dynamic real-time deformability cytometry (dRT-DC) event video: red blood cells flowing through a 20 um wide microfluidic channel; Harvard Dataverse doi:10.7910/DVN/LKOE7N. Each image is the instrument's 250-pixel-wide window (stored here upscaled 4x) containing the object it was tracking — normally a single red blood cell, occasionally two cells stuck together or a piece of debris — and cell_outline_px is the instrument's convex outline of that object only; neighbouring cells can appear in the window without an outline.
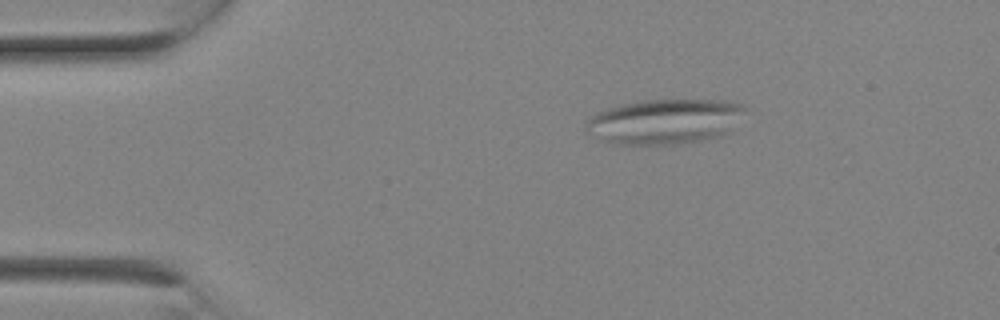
{"species": "Egyptian fruit bat (a non-hibernating species)", "species_latin": "Rousettus aegyptiacus", "temperature_condition": "room temperature", "stored_images_in_passage": 1, "camera_frame_rate_fps": 3000, "um_per_image_px": 0.085, "animal": {"sex": "female"}, "frame": {"image": 1, "passage_image": 1, "time_ms": 0.0, "image_size_px": [1000, 320], "cell_outline_px": [[744, 108], [724, 132], [720, 136], [700, 140], [676, 144], [616, 144], [600, 140], [588, 132], [584, 128], [584, 120], [596, 112], [620, 104], [644, 100], [724, 100], [744, 104]], "centroid_in_image_um": [56.34, 10.32], "position_along_channel_um": 28.7, "area_um2": 41.15}}